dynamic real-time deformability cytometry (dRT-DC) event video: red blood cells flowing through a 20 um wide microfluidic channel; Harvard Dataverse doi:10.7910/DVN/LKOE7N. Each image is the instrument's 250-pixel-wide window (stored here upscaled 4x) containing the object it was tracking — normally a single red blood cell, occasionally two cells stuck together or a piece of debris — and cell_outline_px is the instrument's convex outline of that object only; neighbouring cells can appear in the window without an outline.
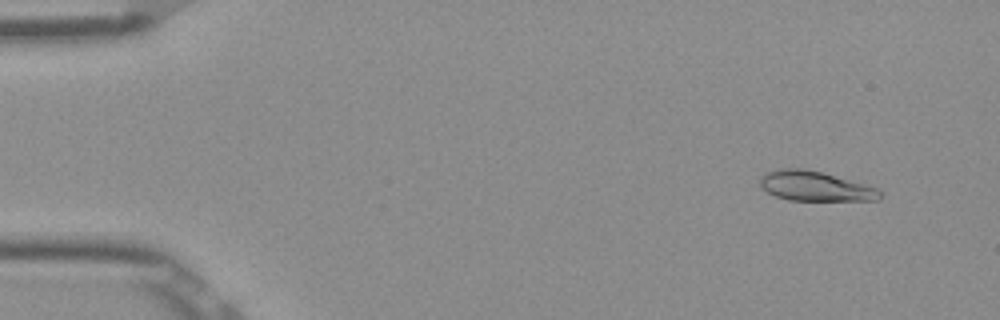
{"species": "Egyptian fruit bat (a non-hibernating species)", "species_latin": "Rousettus aegyptiacus", "temperature_condition": "room temperature", "stored_images_in_passage": 53, "camera_frame_rate_fps": 3000, "um_per_image_px": 0.085, "frame": {"image": 1, "passage_image": 5, "time_ms": 1.333, "image_size_px": [1000, 320], "cell_outline_px": [[880, 200], [788, 200], [776, 196], [760, 188], [760, 176], [764, 172], [780, 168], [800, 168], [820, 172], [876, 188], [880, 192]], "centroid_in_image_um": [69.19, 15.82], "position_along_channel_um": 15.8, "area_um2": 20.46}}
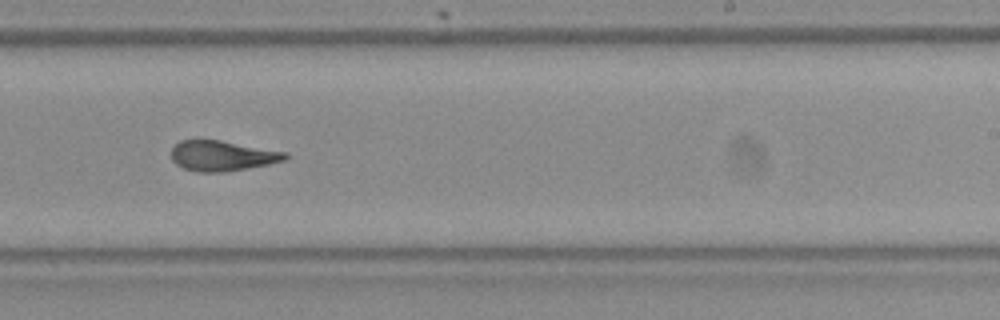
{"frame": {"image": 2, "passage_image": 33, "time_ms": 10.667, "image_size_px": [1000, 320], "cell_outline_px": [[288, 160], [268, 164], [224, 172], [196, 172], [184, 168], [176, 164], [172, 160], [172, 148], [180, 140], [220, 140], [288, 152]], "centroid_in_image_um": [18.91, 13.24], "position_along_channel_um": 270.1, "area_um2": 20.11}}
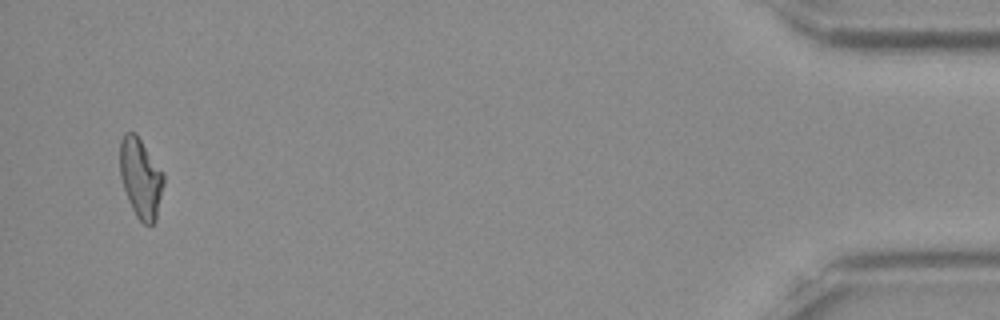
{"frame": {"image": 3, "passage_image": 51, "time_ms": 16.667, "image_size_px": [1000, 320], "cell_outline_px": [[164, 184], [156, 220], [152, 224], [144, 224], [136, 216], [128, 200], [120, 176], [120, 140], [124, 132], [136, 132], [164, 172]], "centroid_in_image_um": [11.97, 15.1], "position_along_channel_um": 423.2, "area_um2": 20.52}, "authors_computed_cell_mechanics": {"area_um2": 20.519, "velocity_mm_per_s": 3.9114, "shape_relaxation_time_tau1_ms": 9.0646, "shape_relaxation_time_tau2_ms": 2.2021, "deformation_change_tau1": 0.2253, "deformation_change_tau2": 0.1021}}